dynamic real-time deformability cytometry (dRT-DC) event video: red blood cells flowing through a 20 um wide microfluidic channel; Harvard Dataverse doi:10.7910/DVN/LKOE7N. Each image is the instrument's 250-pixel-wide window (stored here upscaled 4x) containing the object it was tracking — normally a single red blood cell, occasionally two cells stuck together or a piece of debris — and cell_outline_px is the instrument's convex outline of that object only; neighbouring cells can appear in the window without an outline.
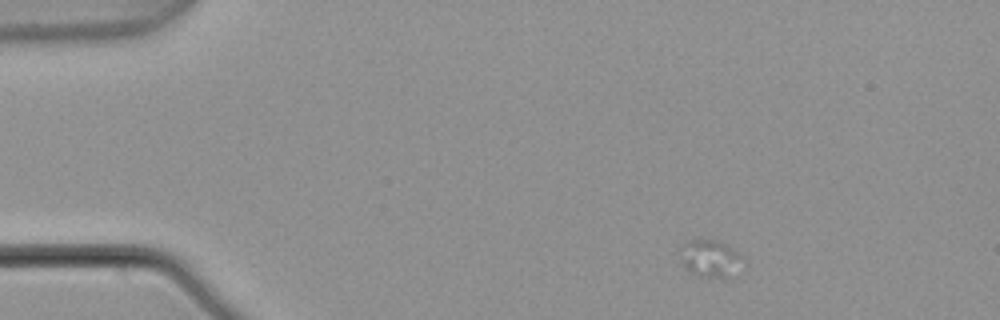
{"species": "common noctule bat (a hibernating species)", "species_latin": "Nyctalus noctula", "temperature_condition": "warm", "stored_images_in_passage": 4, "camera_frame_rate_fps": 3000, "um_per_image_px": 0.085, "animal": {"sex": "male", "body_mass_g": 21.5, "forearm_length_mm": 52.0}, "frame": {"image": 1, "passage_image": 1, "time_ms": 0.0, "image_size_px": [1000, 320], "cell_outline_px": [[744, 256], [728, 276], [720, 280], [696, 276], [684, 264], [684, 244], [688, 240], [720, 240], [728, 244]], "centroid_in_image_um": [60.42, 21.97], "position_along_channel_um": 24.6, "area_um2": 13.06}}
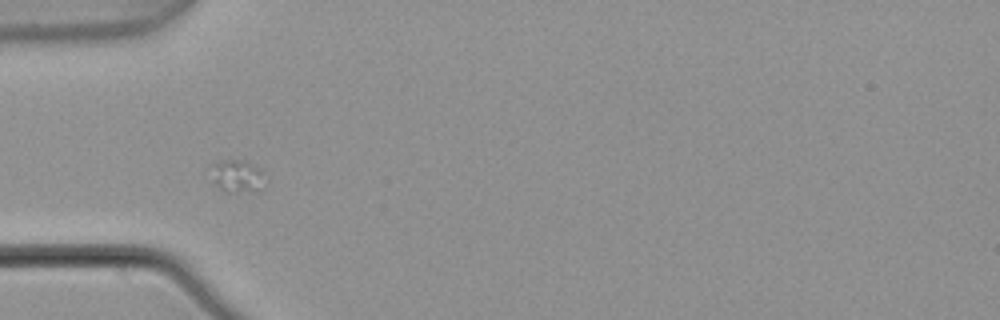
{"frame": {"image": 2, "passage_image": 3, "time_ms": 0.667, "image_size_px": [1000, 320], "cell_outline_px": [[268, 184], [260, 192], [224, 192], [212, 184], [208, 164], [220, 160], [248, 160], [264, 168], [268, 180]], "centroid_in_image_um": [20.23, 14.97], "position_along_channel_um": 64.8, "area_um2": 11.73}}